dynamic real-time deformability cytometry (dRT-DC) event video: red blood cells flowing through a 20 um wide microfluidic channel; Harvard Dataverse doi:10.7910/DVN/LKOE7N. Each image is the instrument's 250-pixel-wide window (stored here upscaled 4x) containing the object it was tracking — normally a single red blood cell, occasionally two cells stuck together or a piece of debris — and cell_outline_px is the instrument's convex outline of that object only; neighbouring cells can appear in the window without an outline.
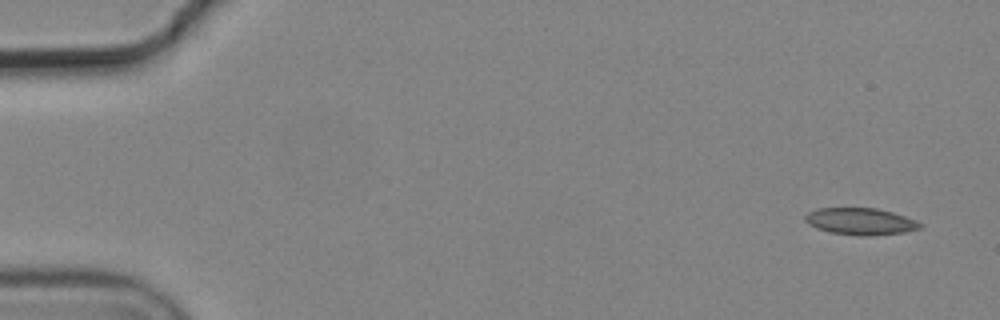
{"species": "common noctule bat (a hibernating species)", "species_latin": "Nyctalus noctula", "temperature_condition": "cold", "stored_images_in_passage": 6, "camera_frame_rate_fps": 3000, "um_per_image_px": 0.085, "animal": {"sex": "male", "body_mass_g": 19.2, "forearm_length_mm": 51.8}, "frame": {"image": 1, "passage_image": 1, "time_ms": 0.0, "image_size_px": [1000, 320], "cell_outline_px": [[924, 224], [920, 228], [904, 232], [868, 236], [860, 236], [832, 232], [816, 228], [808, 224], [804, 220], [804, 216], [808, 212], [816, 208], [876, 208], [892, 212], [916, 220]], "centroid_in_image_um": [73.12, 18.81], "position_along_channel_um": 11.9, "area_um2": 17.98}}
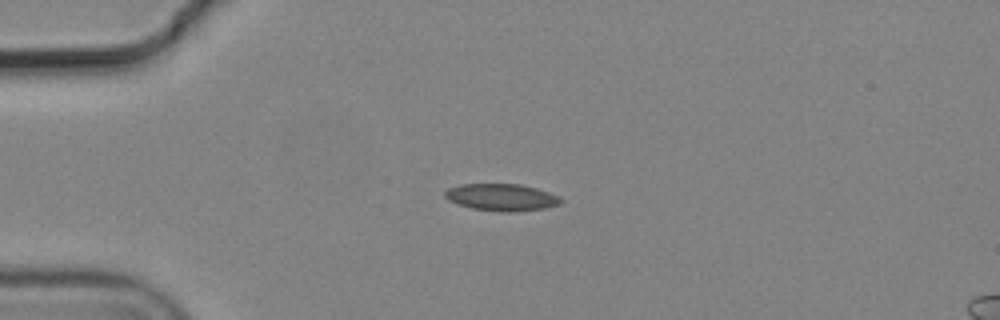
{"frame": {"image": 2, "passage_image": 4, "time_ms": 1.0, "image_size_px": [1000, 320], "cell_outline_px": [[564, 200], [560, 204], [544, 208], [512, 212], [500, 212], [472, 208], [448, 200], [444, 196], [444, 192], [448, 188], [460, 184], [520, 184], [536, 188], [560, 196]], "centroid_in_image_um": [42.64, 16.76], "position_along_channel_um": 42.4, "area_um2": 18.26}}
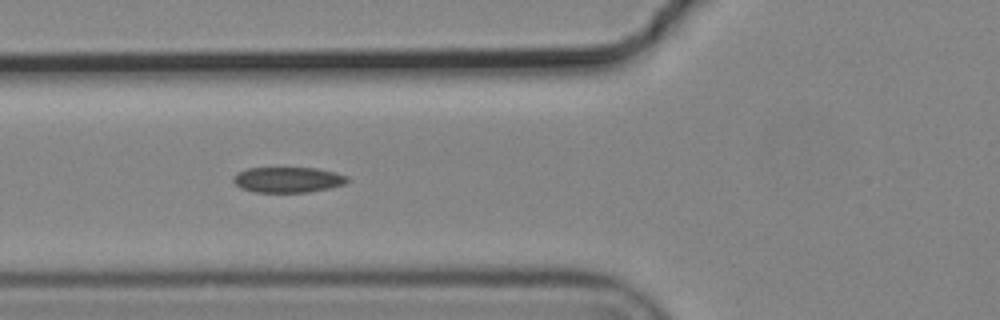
{"frame": {"image": 3, "passage_image": 6, "time_ms": 1.667, "image_size_px": [1000, 320], "cell_outline_px": [[348, 180], [344, 184], [328, 188], [308, 192], [256, 192], [240, 188], [232, 180], [232, 176], [236, 172], [248, 168], [316, 168], [336, 172], [348, 176]], "centroid_in_image_um": [24.44, 15.27], "position_along_channel_um": 101.4, "area_um2": 16.99}}